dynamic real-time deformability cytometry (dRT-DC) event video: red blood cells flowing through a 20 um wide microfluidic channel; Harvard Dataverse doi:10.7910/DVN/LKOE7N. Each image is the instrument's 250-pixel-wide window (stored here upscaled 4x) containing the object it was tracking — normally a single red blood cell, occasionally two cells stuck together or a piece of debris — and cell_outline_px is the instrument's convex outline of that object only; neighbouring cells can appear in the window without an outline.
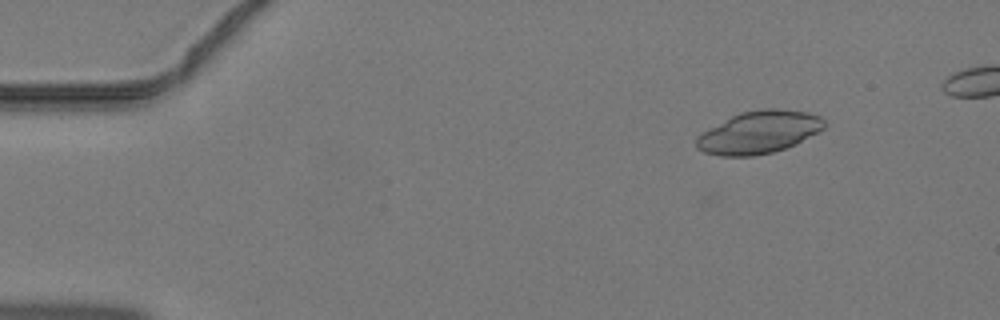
{"species": "common noctule bat (a hibernating species)", "species_latin": "Nyctalus noctula", "temperature_condition": "warm", "stored_images_in_passage": 43, "segment_of_instrument_passage": [1, 2], "camera_frame_rate_fps": 3000, "um_per_image_px": 0.085, "animal": {"sex": "male", "body_mass_g": 19.2, "forearm_length_mm": 51.8}, "frame": {"image": 1, "passage_image": 6, "time_ms": 1.667, "image_size_px": [1000, 320], "cell_outline_px": [[824, 128], [796, 144], [772, 152], [752, 156], [720, 156], [704, 152], [696, 148], [696, 136], [732, 116], [740, 112], [764, 108], [776, 108], [808, 112], [820, 116], [824, 120]], "centroid_in_image_um": [64.51, 11.24], "position_along_channel_um": 20.5, "area_um2": 31.44}}